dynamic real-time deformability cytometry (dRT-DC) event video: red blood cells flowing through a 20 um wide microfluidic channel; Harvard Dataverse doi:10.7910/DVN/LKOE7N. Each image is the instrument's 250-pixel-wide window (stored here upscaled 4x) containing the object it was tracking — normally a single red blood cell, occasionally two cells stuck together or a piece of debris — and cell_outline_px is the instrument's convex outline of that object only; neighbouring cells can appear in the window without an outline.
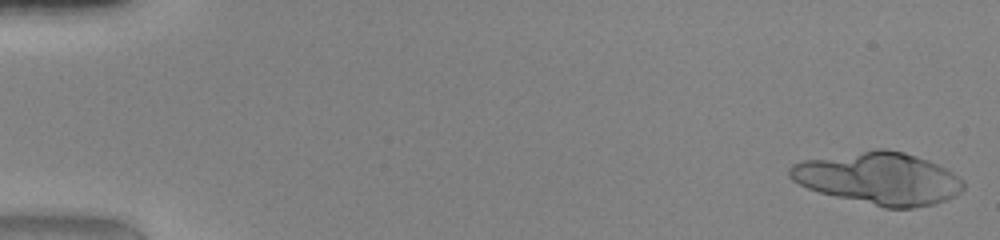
{"species": "human", "species_latin": "Homo sapiens", "temperature_condition": "warm", "stored_images_in_passage": 48, "segment_of_instrument_passage": [1, 2], "camera_frame_rate_fps": 3000, "um_per_image_px": 0.085, "donor": {"sex": "female"}, "frame": {"image": 1, "passage_image": 1, "time_ms": 0.0, "image_size_px": [1000, 240], "cell_outline_px": [[964, 188], [960, 192], [944, 200], [932, 204], [912, 208], [884, 208], [820, 192], [808, 188], [792, 180], [788, 176], [788, 168], [792, 164], [804, 160], [876, 148], [884, 148], [904, 152], [928, 160], [952, 172], [964, 180]], "centroid_in_image_um": [74.68, 15.15], "position_along_channel_um": 10.3, "area_um2": 52.6}}
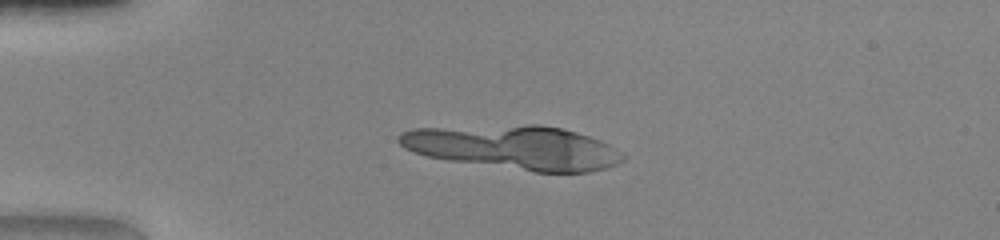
{"frame": {"image": 2, "passage_image": 12, "time_ms": 3.667, "image_size_px": [1000, 240], "cell_outline_px": [[624, 160], [616, 164], [604, 168], [588, 172], [536, 172], [448, 160], [428, 156], [412, 152], [404, 148], [396, 140], [396, 136], [400, 132], [412, 128], [528, 124], [540, 124], [560, 128], [576, 132], [600, 140], [616, 148], [624, 156]], "centroid_in_image_um": [43.63, 12.52], "position_along_channel_um": 41.4, "area_um2": 57.45}}